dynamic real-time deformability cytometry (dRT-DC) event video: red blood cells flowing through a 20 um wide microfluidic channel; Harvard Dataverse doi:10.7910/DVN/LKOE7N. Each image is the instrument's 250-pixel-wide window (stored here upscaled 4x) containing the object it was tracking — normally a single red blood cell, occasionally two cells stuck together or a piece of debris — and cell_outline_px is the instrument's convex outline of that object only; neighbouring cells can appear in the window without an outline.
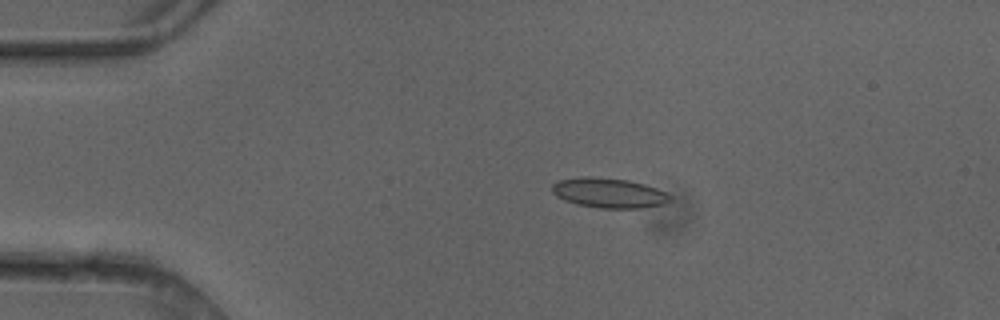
{"species": "common noctule bat (a hibernating species)", "species_latin": "Nyctalus noctula", "temperature_condition": "cold", "stored_images_in_passage": 3, "camera_frame_rate_fps": 3000, "um_per_image_px": 0.085, "animal": {"sex": "female"}, "frame": {"image": 1, "passage_image": 3, "time_ms": 0.667, "image_size_px": [1000, 320], "cell_outline_px": [[672, 200], [664, 204], [644, 208], [600, 208], [576, 204], [564, 200], [556, 196], [552, 192], [552, 184], [556, 180], [584, 176], [588, 176], [628, 180], [644, 184], [668, 192], [672, 196]], "centroid_in_image_um": [51.77, 16.4], "position_along_channel_um": 33.2, "area_um2": 20.81}}